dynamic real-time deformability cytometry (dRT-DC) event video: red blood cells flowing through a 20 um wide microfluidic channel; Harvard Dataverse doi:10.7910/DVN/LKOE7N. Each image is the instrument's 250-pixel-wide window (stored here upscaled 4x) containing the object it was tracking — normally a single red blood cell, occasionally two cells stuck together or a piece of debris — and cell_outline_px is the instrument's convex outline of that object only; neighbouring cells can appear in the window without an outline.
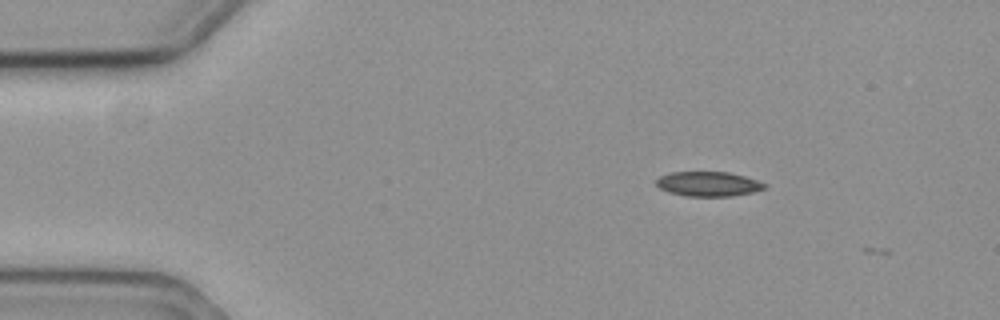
{"species": "common noctule bat (a hibernating species)", "species_latin": "Nyctalus noctula", "temperature_condition": "cold", "stored_images_in_passage": 3, "camera_frame_rate_fps": 3000, "um_per_image_px": 0.085, "animal": {"sex": "female", "body_mass_g": 19.3, "forearm_length_mm": 54.1}, "frame": {"image": 1, "passage_image": 2, "time_ms": 0.333, "image_size_px": [1000, 320], "cell_outline_px": [[768, 188], [756, 192], [732, 196], [684, 196], [668, 192], [660, 188], [656, 184], [656, 180], [660, 176], [672, 172], [728, 172], [744, 176], [768, 184]], "centroid_in_image_um": [60.25, 15.64], "position_along_channel_um": 24.7, "area_um2": 15.72}}